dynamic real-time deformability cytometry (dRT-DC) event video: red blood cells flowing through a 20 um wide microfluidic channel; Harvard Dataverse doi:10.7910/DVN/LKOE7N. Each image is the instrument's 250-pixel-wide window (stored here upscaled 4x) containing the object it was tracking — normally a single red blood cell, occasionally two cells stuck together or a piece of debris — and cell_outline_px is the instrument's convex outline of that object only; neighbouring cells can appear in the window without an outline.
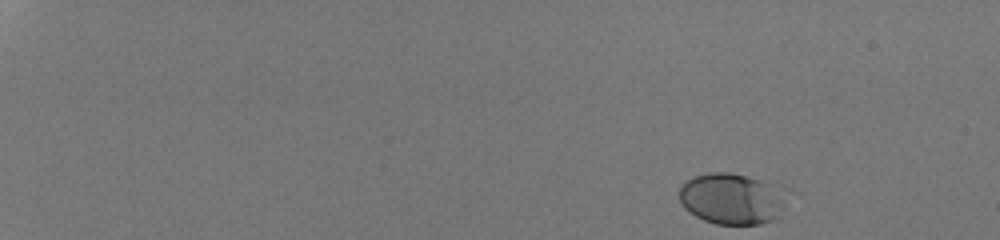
{"species": "human", "species_latin": "Homo sapiens", "temperature_condition": "room temperature", "stored_images_in_passage": 43, "camera_frame_rate_fps": 3000, "um_per_image_px": 0.085, "donor": {"sex": "male"}, "frame": {"image": 1, "passage_image": 1, "time_ms": 0.0, "image_size_px": [1000, 240], "cell_outline_px": [[800, 192], [780, 216], [772, 220], [760, 224], [716, 224], [704, 220], [696, 216], [684, 208], [680, 200], [680, 188], [688, 180], [696, 176], [708, 172], [732, 172], [780, 184]], "centroid_in_image_um": [62.48, 16.87], "position_along_channel_um": 22.5, "area_um2": 33.93}}
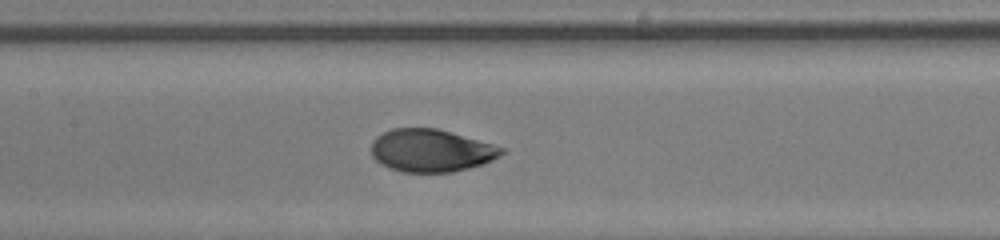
{"frame": {"image": 2, "passage_image": 25, "time_ms": 8.0, "image_size_px": [1000, 240], "cell_outline_px": [[508, 152], [492, 160], [468, 168], [452, 172], [404, 172], [388, 168], [376, 160], [372, 156], [372, 140], [376, 136], [392, 128], [436, 128], [508, 148]], "centroid_in_image_um": [36.67, 12.79], "position_along_channel_um": 170.7, "area_um2": 32.48}}
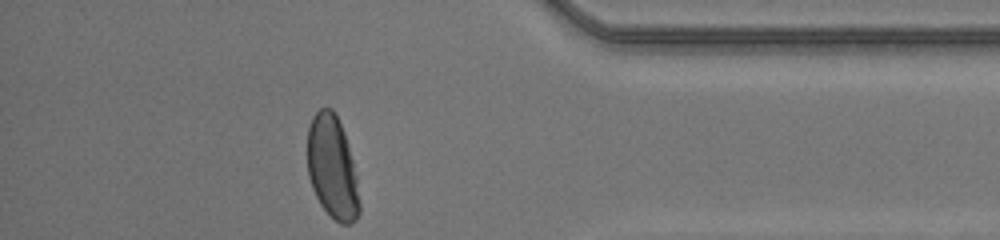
{"frame": {"image": 3, "passage_image": 43, "time_ms": 14.0, "image_size_px": [1000, 240], "cell_outline_px": [[360, 212], [356, 220], [352, 224], [340, 224], [320, 204], [312, 188], [308, 176], [308, 128], [312, 116], [320, 108], [332, 108], [344, 132], [352, 160], [356, 176], [360, 204]], "centroid_in_image_um": [28.24, 14.25], "position_along_channel_um": 407.0, "area_um2": 31.04}, "authors_computed_cell_mechanics": {"area_um2": 32.2524, "velocity_mm_per_s": 4.184, "shape_relaxation_time_tau1_ms": 4.0695, "shape_relaxation_time_tau2_ms": null, "deformation_change_tau1": 0.1857, "deformation_change_tau2": null}}